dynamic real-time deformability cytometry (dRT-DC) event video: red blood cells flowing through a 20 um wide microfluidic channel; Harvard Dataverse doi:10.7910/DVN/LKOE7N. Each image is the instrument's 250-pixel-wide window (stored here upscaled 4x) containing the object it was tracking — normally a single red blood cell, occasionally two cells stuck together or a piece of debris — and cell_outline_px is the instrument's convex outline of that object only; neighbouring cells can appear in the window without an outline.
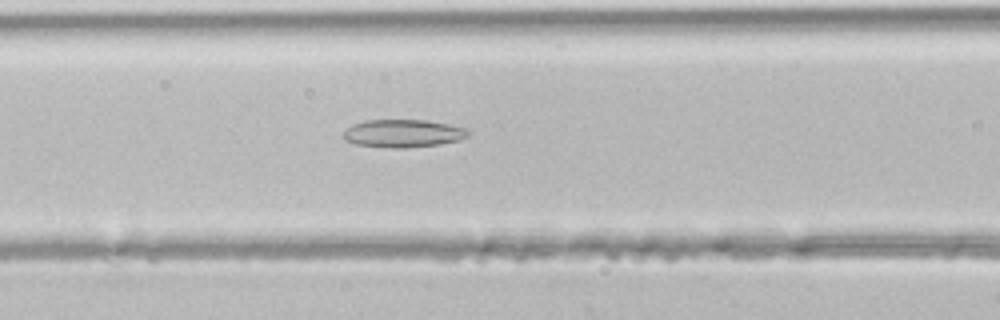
{"species": "common noctule bat (a hibernating species)", "species_latin": "Nyctalus noctula", "temperature_condition": "room temperature", "stored_images_in_passage": 42, "camera_frame_rate_fps": 3000, "um_per_image_px": 0.085, "animal": {"sex": "male", "body_mass_g": 21.5, "forearm_length_mm": 52.0}, "frame": {"image": 1, "passage_image": 17, "time_ms": 5.333, "image_size_px": [1000, 320], "cell_outline_px": [[472, 132], [468, 136], [460, 140], [440, 144], [404, 148], [388, 148], [356, 144], [344, 140], [344, 132], [352, 124], [364, 120], [428, 120], [468, 128]], "centroid_in_image_um": [34.3, 11.34], "position_along_channel_um": 132.3, "area_um2": 20.46}}
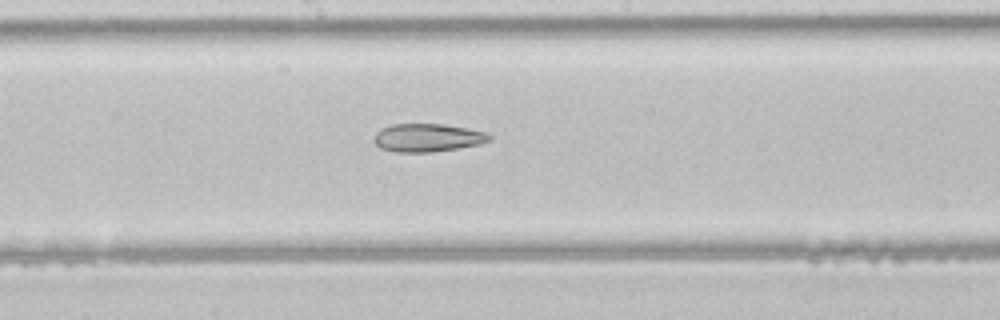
{"frame": {"image": 2, "passage_image": 22, "time_ms": 7.0, "image_size_px": [1000, 320], "cell_outline_px": [[492, 140], [480, 144], [432, 152], [396, 152], [380, 148], [372, 140], [376, 132], [380, 128], [392, 124], [444, 124], [468, 128], [488, 132], [492, 136]], "centroid_in_image_um": [36.35, 11.7], "position_along_channel_um": 211.9, "area_um2": 19.13}}
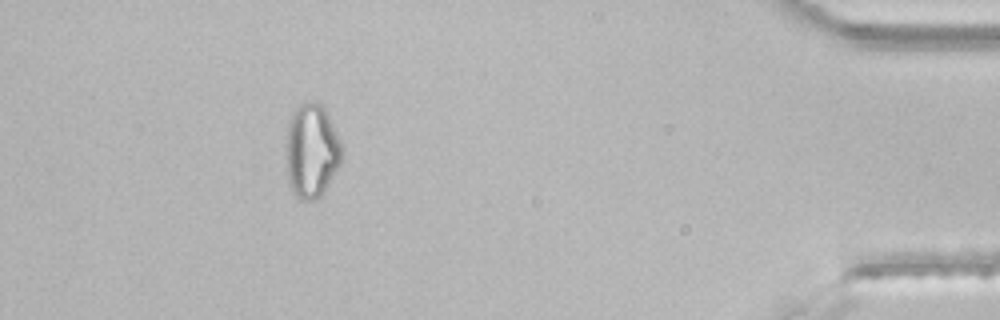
{"frame": {"image": 3, "passage_image": 38, "time_ms": 12.333, "image_size_px": [1000, 320], "cell_outline_px": [[344, 148], [340, 164], [324, 192], [316, 200], [300, 200], [296, 196], [288, 184], [284, 156], [284, 148], [288, 120], [292, 112], [300, 104], [320, 104], [324, 108]], "centroid_in_image_um": [26.44, 12.87], "position_along_channel_um": 408.8, "area_um2": 31.1}}